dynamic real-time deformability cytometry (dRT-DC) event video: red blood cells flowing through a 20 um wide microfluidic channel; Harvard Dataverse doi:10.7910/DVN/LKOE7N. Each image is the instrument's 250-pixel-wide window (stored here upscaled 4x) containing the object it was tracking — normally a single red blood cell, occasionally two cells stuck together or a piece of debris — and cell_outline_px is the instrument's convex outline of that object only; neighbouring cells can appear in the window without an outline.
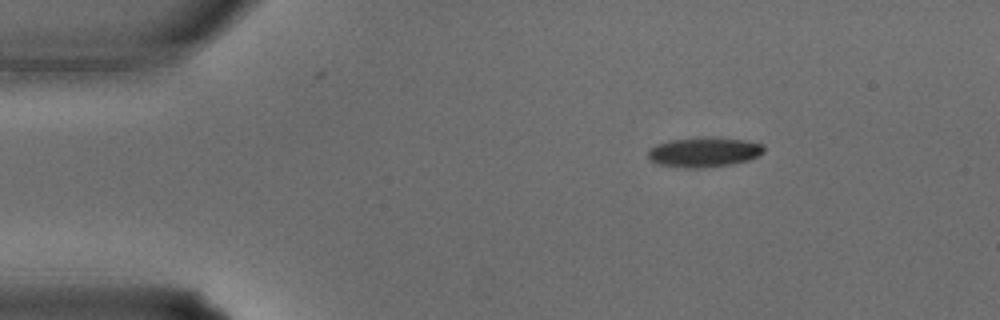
{"species": "common noctule bat (a hibernating species)", "species_latin": "Nyctalus noctula", "temperature_condition": "warm", "stored_images_in_passage": 32, "camera_frame_rate_fps": 3000, "um_per_image_px": 0.085, "animal": {"sex": "male", "body_mass_g": 15.6}, "frame": {"image": 1, "passage_image": 1, "time_ms": 0.0, "image_size_px": [1000, 320], "cell_outline_px": [[764, 152], [748, 160], [732, 164], [696, 168], [684, 168], [656, 164], [648, 160], [648, 152], [656, 144], [672, 140], [744, 140], [764, 144]], "centroid_in_image_um": [59.81, 12.99], "position_along_channel_um": 25.2, "area_um2": 19.13}}
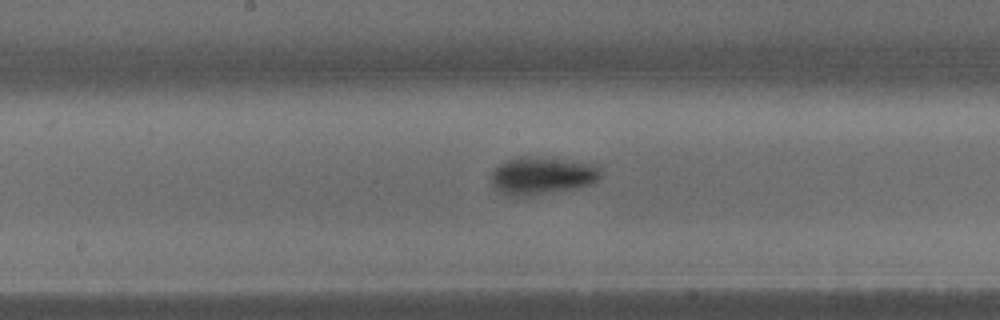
{"frame": {"image": 2, "passage_image": 14, "time_ms": 4.333, "image_size_px": [1000, 320], "cell_outline_px": [[600, 180], [592, 184], [580, 188], [528, 196], [504, 196], [492, 184], [492, 172], [500, 164], [508, 160], [520, 156], [528, 156], [592, 164], [600, 168]], "centroid_in_image_um": [46.08, 14.97], "position_along_channel_um": 202.1, "area_um2": 23.87}}
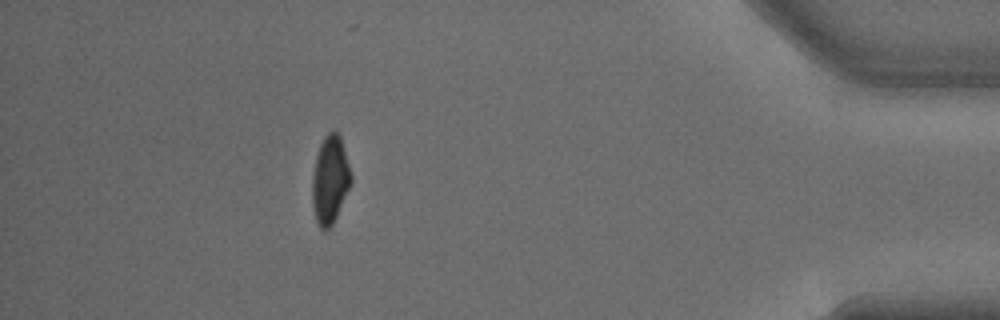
{"frame": {"image": 3, "passage_image": 28, "time_ms": 9.0, "image_size_px": [1000, 320], "cell_outline_px": [[352, 184], [332, 224], [324, 232], [320, 228], [316, 220], [312, 204], [312, 176], [316, 156], [320, 144], [324, 136], [328, 132], [336, 132], [340, 136], [352, 176]], "centroid_in_image_um": [28.05, 15.3], "position_along_channel_um": 407.2, "area_um2": 19.83}}